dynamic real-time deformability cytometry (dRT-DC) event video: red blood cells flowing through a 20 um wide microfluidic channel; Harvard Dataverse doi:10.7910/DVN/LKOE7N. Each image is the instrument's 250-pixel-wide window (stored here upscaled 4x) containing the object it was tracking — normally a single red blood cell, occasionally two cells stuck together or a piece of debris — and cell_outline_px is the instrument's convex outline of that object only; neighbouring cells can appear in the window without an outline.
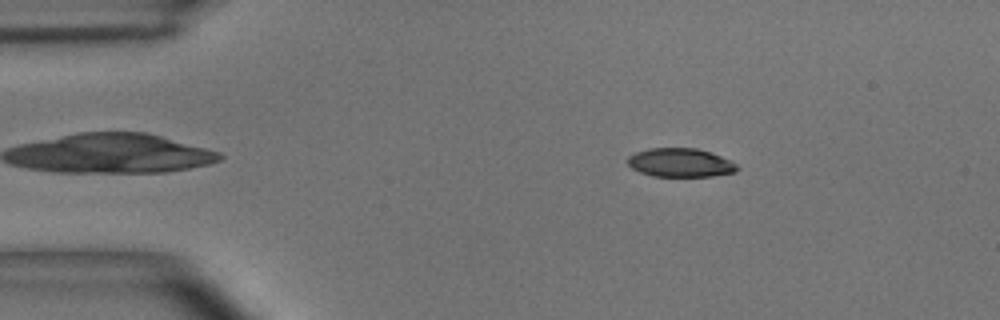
{"species": "common noctule bat (a hibernating species)", "species_latin": "Nyctalus noctula", "temperature_condition": "room temperature", "stored_images_in_passage": 53, "camera_frame_rate_fps": 3000, "um_per_image_px": 0.085, "animal": {"sex": "male", "body_mass_g": 15.6}, "frame": {"image": 1, "passage_image": 8, "time_ms": 2.333, "image_size_px": [1000, 320], "cell_outline_px": [[740, 168], [736, 172], [712, 176], [652, 176], [640, 172], [632, 168], [628, 164], [628, 156], [636, 152], [648, 148], [696, 148], [712, 152], [732, 160]], "centroid_in_image_um": [57.87, 13.82], "position_along_channel_um": 27.1, "area_um2": 18.5}}
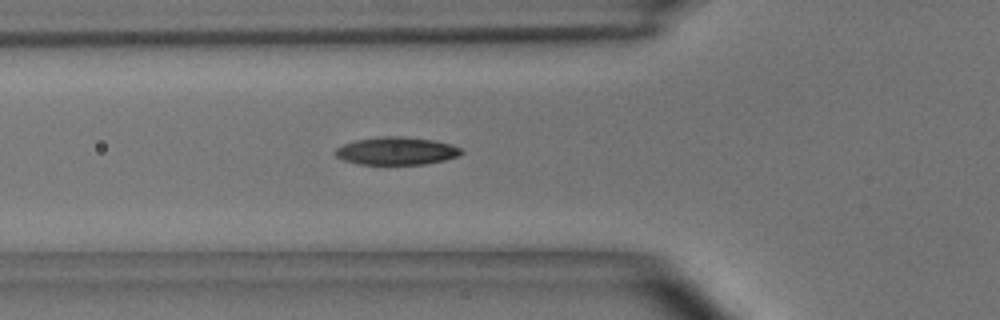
{"frame": {"image": 2, "passage_image": 18, "time_ms": 5.667, "image_size_px": [1000, 320], "cell_outline_px": [[464, 152], [460, 156], [444, 160], [424, 164], [360, 164], [344, 160], [336, 156], [332, 152], [336, 148], [344, 144], [356, 140], [380, 136], [404, 136], [436, 140], [452, 144], [460, 148]], "centroid_in_image_um": [33.72, 12.82], "position_along_channel_um": 92.1, "area_um2": 20.58}}
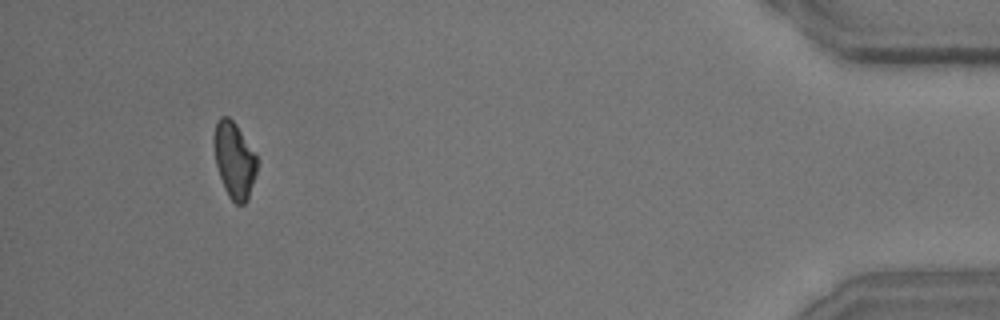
{"frame": {"image": 3, "passage_image": 50, "time_ms": 16.333, "image_size_px": [1000, 320], "cell_outline_px": [[260, 160], [248, 200], [244, 204], [236, 204], [228, 196], [224, 188], [216, 164], [212, 140], [212, 136], [216, 120], [220, 116], [228, 116], [236, 124]], "centroid_in_image_um": [19.91, 13.58], "position_along_channel_um": 415.3, "area_um2": 19.54}, "authors_computed_cell_mechanics": {"area_um2": 19.7098, "velocity_mm_per_s": 3.6537, "shape_relaxation_time_tau1_ms": 3.7702, "shape_relaxation_time_tau2_ms": null, "deformation_change_tau1": 0.124, "deformation_change_tau2": null}}